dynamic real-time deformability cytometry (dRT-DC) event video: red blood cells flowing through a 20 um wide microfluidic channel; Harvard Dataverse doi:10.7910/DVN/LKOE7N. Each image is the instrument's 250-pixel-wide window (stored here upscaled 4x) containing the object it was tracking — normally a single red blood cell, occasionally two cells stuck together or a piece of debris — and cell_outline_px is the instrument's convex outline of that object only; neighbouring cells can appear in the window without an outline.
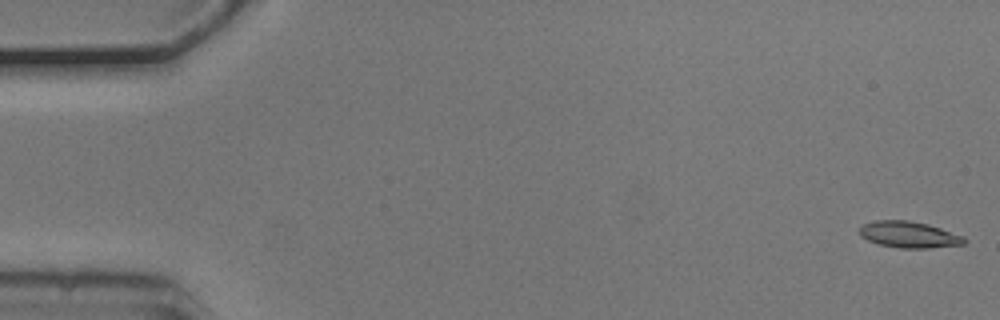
{"species": "common noctule bat (a hibernating species)", "species_latin": "Nyctalus noctula", "temperature_condition": "cold", "stored_images_in_passage": 54, "camera_frame_rate_fps": 3000, "um_per_image_px": 0.085, "animal": {"sex": "male", "body_mass_g": 20.5, "forearm_length_mm": 52.5}, "frame": {"image": 1, "passage_image": 1, "time_ms": 0.0, "image_size_px": [1000, 320], "cell_outline_px": [[968, 240], [964, 244], [928, 248], [900, 248], [880, 244], [868, 240], [860, 236], [860, 228], [864, 224], [876, 220], [908, 220], [928, 224], [964, 236]], "centroid_in_image_um": [77.29, 19.94], "position_along_channel_um": 7.7, "area_um2": 16.01}}
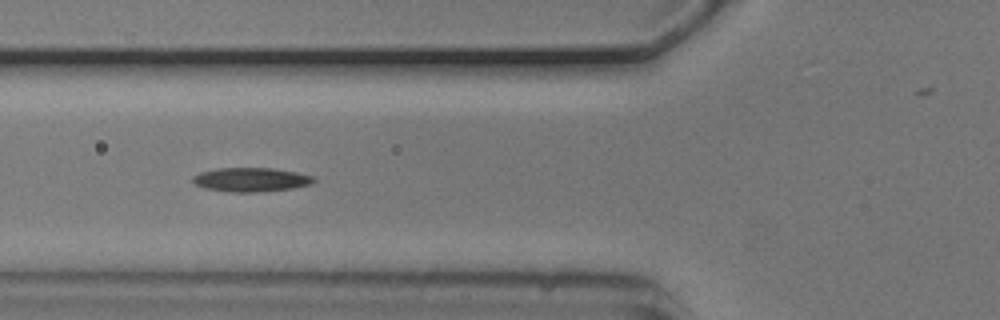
{"frame": {"image": 2, "passage_image": 20, "time_ms": 6.333, "image_size_px": [1000, 320], "cell_outline_px": [[316, 180], [312, 184], [292, 188], [256, 192], [228, 192], [204, 188], [196, 184], [192, 180], [192, 176], [200, 172], [216, 168], [272, 168], [296, 172], [312, 176]], "centroid_in_image_um": [21.31, 15.27], "position_along_channel_um": 104.5, "area_um2": 16.94}}
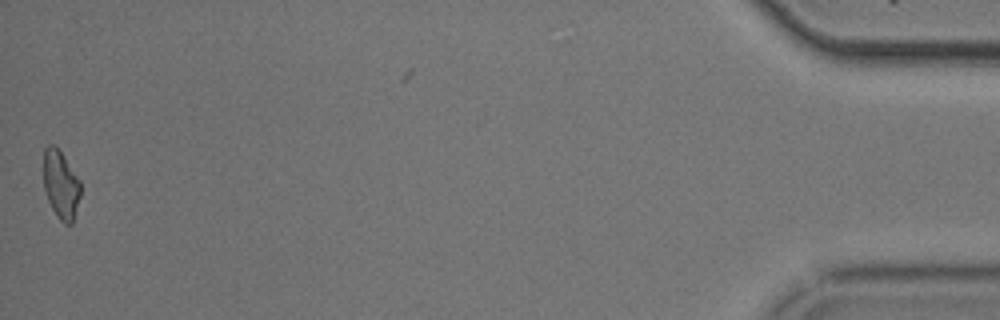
{"frame": {"image": 3, "passage_image": 54, "time_ms": 17.667, "image_size_px": [1000, 320], "cell_outline_px": [[80, 196], [72, 224], [64, 224], [56, 216], [48, 200], [44, 188], [44, 148], [48, 144], [52, 144], [60, 152], [80, 180]], "centroid_in_image_um": [5.17, 15.72], "position_along_channel_um": 430.0, "area_um2": 14.51}}